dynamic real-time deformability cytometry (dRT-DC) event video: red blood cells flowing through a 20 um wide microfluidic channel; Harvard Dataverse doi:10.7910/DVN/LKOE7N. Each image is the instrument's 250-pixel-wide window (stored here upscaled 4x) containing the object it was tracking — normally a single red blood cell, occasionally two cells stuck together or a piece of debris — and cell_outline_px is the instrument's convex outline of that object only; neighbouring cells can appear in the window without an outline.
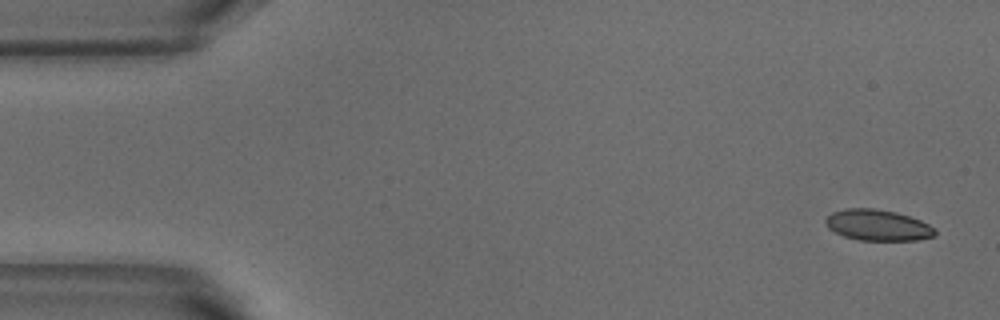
{"species": "common noctule bat (a hibernating species)", "species_latin": "Nyctalus noctula", "temperature_condition": "warm", "stored_images_in_passage": 5, "camera_frame_rate_fps": 3000, "um_per_image_px": 0.085, "animal": {"sex": "male", "body_mass_g": 18.8}, "frame": {"image": 1, "passage_image": 1, "time_ms": 0.0, "image_size_px": [1000, 320], "cell_outline_px": [[936, 236], [916, 240], [860, 240], [844, 236], [828, 228], [824, 220], [832, 212], [844, 208], [872, 208], [896, 212], [920, 220], [936, 228]], "centroid_in_image_um": [74.62, 19.13], "position_along_channel_um": 10.4, "area_um2": 19.77}}
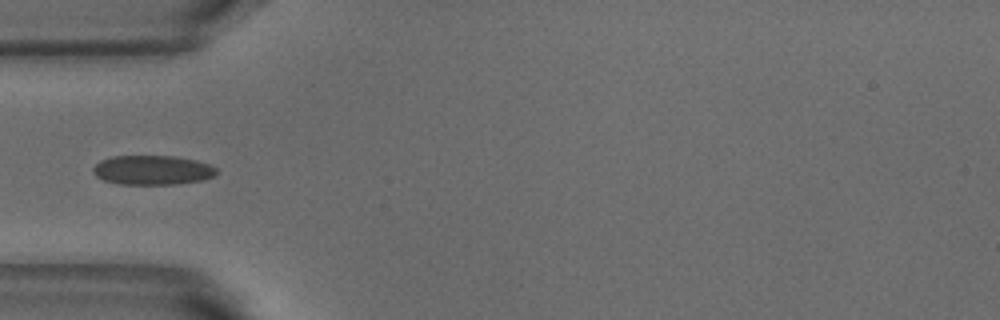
{"frame": {"image": 2, "passage_image": 4, "time_ms": 1.0, "image_size_px": [1000, 320], "cell_outline_px": [[220, 172], [216, 176], [204, 180], [176, 184], [120, 184], [104, 180], [96, 176], [92, 172], [92, 168], [100, 160], [112, 156], [172, 156], [196, 160], [208, 164], [216, 168]], "centroid_in_image_um": [12.98, 14.46], "position_along_channel_um": 72.0, "area_um2": 21.33}}
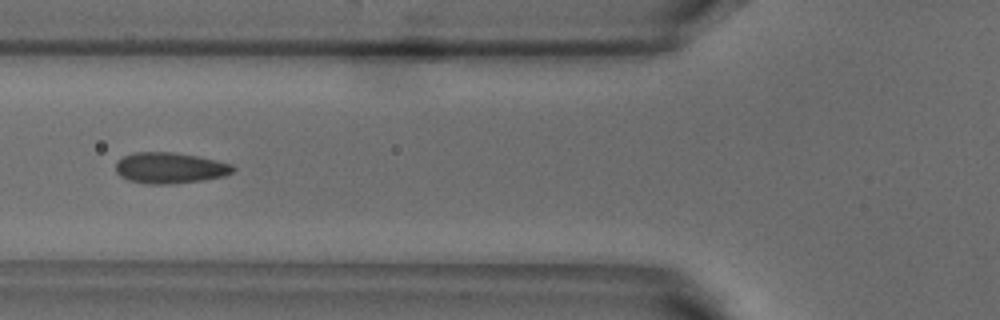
{"frame": {"image": 3, "passage_image": 5, "time_ms": 1.333, "image_size_px": [1000, 320], "cell_outline_px": [[236, 168], [232, 172], [224, 176], [204, 180], [168, 184], [148, 184], [128, 180], [120, 176], [116, 172], [116, 160], [124, 156], [136, 152], [172, 152], [196, 156], [216, 160], [232, 164]], "centroid_in_image_um": [14.43, 14.28], "position_along_channel_um": 111.4, "area_um2": 21.15}}